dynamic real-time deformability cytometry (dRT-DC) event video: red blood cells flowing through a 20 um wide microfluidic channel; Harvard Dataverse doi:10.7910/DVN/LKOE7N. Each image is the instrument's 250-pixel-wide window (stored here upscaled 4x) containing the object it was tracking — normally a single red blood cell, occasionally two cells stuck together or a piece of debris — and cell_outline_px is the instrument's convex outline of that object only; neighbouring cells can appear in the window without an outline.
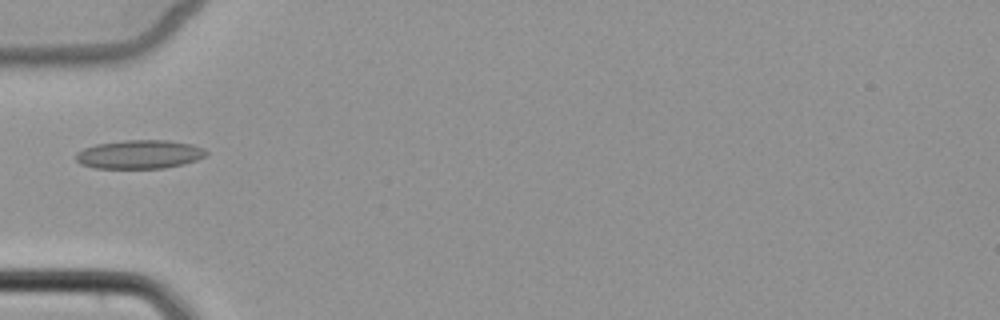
{"species": "common noctule bat (a hibernating species)", "species_latin": "Nyctalus noctula", "temperature_condition": "cold", "stored_images_in_passage": 5, "camera_frame_rate_fps": 3000, "um_per_image_px": 0.085, "animal": {"sex": "female", "body_mass_g": 22.7, "forearm_length_mm": 54.2}, "frame": {"image": 1, "passage_image": 5, "time_ms": 4.667, "image_size_px": [1000, 320], "cell_outline_px": [[208, 152], [204, 156], [196, 160], [184, 164], [164, 168], [92, 168], [80, 164], [76, 160], [76, 152], [84, 148], [96, 144], [124, 140], [168, 140], [192, 144], [204, 148]], "centroid_in_image_um": [11.84, 13.12], "position_along_channel_um": 73.2, "area_um2": 21.91}}